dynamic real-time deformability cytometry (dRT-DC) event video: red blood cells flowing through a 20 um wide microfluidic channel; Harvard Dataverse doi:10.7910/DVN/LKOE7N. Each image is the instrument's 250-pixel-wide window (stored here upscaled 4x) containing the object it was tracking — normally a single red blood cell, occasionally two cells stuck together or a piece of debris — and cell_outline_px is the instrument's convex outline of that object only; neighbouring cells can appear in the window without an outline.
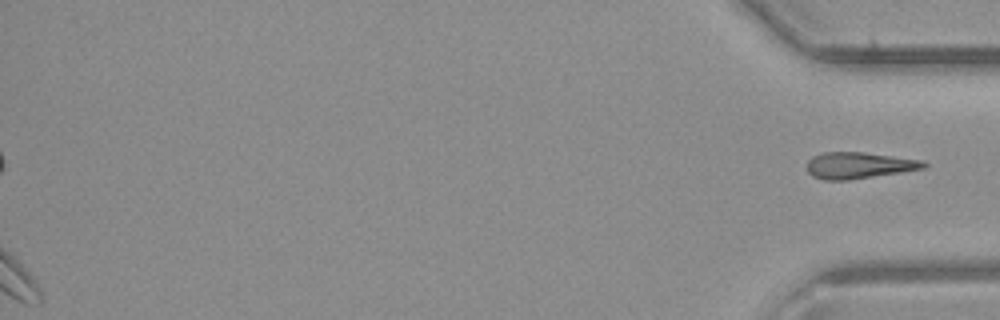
{"species": "common noctule bat (a hibernating species)", "species_latin": "Nyctalus noctula", "temperature_condition": "room temperature", "stored_images_in_passage": 30, "camera_frame_rate_fps": 3000, "um_per_image_px": 0.085, "animal": {"sex": "male", "body_mass_g": 23.1, "forearm_length_mm": 52.7}, "frame": {"image": 1, "passage_image": 30, "time_ms": 9.667, "image_size_px": [1000, 320], "cell_outline_px": [[928, 164], [924, 168], [900, 172], [848, 180], [824, 180], [812, 176], [808, 172], [808, 160], [812, 156], [824, 152], [864, 152], [924, 160]], "centroid_in_image_um": [73.0, 14.05], "position_along_channel_um": 362.2, "area_um2": 17.92}}